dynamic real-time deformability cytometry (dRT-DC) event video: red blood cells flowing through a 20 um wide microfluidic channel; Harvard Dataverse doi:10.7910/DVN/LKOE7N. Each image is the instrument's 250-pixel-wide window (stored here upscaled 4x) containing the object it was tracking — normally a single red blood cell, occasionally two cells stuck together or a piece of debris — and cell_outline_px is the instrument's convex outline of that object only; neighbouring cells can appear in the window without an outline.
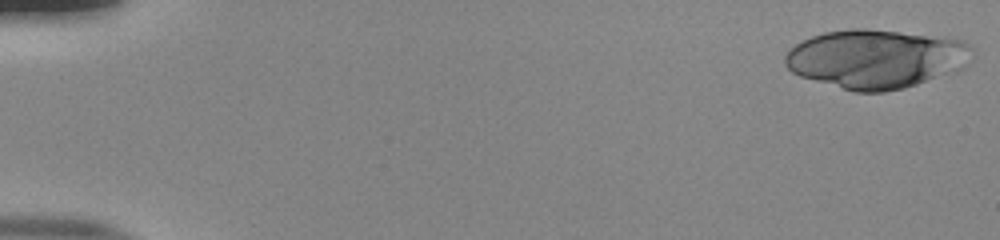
{"species": "human", "species_latin": "Homo sapiens", "temperature_condition": "room temperature", "stored_images_in_passage": 51, "segment_of_instrument_passage": [1, 2], "camera_frame_rate_fps": 3000, "um_per_image_px": 0.085, "donor": {"sex": "male"}, "frame": {"image": 1, "passage_image": 1, "time_ms": 0.0, "image_size_px": [1000, 240], "cell_outline_px": [[972, 48], [932, 76], [916, 84], [904, 88], [884, 92], [856, 92], [800, 76], [792, 72], [784, 64], [784, 56], [788, 48], [812, 36], [824, 32], [848, 28], [868, 28], [964, 40]], "centroid_in_image_um": [74.14, 4.96], "position_along_channel_um": 10.9, "area_um2": 61.33}}